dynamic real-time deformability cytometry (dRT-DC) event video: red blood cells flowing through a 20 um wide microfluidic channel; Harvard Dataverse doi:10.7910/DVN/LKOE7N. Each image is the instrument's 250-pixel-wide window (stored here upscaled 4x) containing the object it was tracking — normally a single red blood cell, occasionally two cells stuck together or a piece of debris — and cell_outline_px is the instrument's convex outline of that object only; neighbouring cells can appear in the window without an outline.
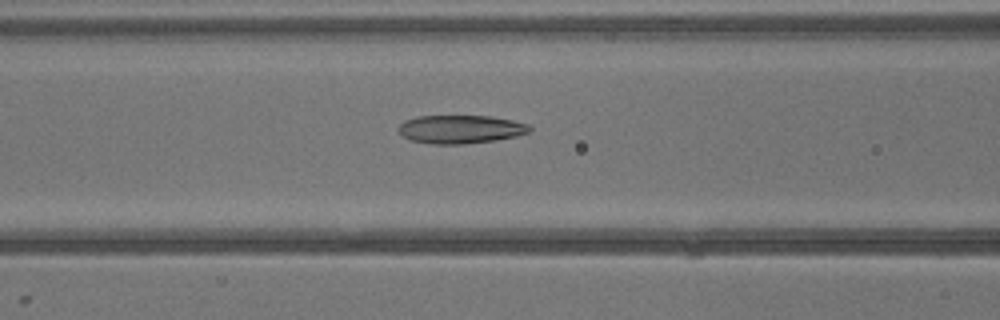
{"species": "common noctule bat (a hibernating species)", "species_latin": "Nyctalus noctula", "temperature_condition": "warm", "stored_images_in_passage": 40, "camera_frame_rate_fps": 3000, "um_per_image_px": 0.085, "animal": {"sex": "male", "body_mass_g": 13.3}, "frame": {"image": 1, "passage_image": 17, "time_ms": 5.333, "image_size_px": [1000, 320], "cell_outline_px": [[532, 132], [516, 136], [496, 140], [460, 144], [432, 144], [412, 140], [404, 136], [400, 132], [400, 124], [404, 120], [416, 116], [492, 116], [512, 120], [528, 124], [532, 128]], "centroid_in_image_um": [39.19, 10.98], "position_along_channel_um": 127.4, "area_um2": 21.62}}
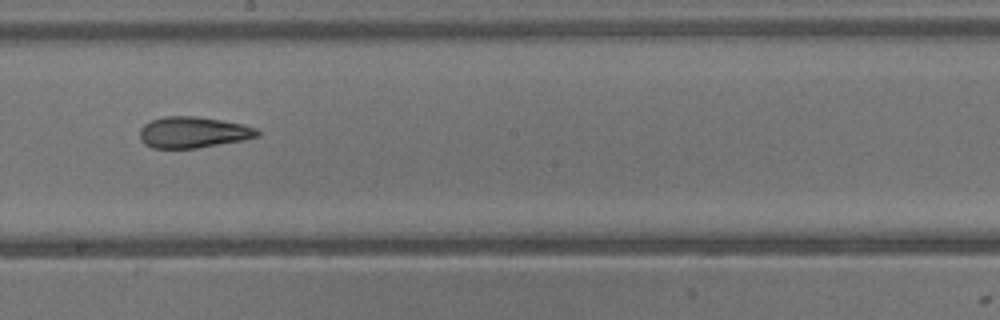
{"frame": {"image": 2, "passage_image": 23, "time_ms": 7.333, "image_size_px": [1000, 320], "cell_outline_px": [[260, 136], [244, 140], [196, 148], [152, 148], [144, 144], [140, 140], [140, 128], [144, 124], [152, 120], [164, 116], [196, 116], [244, 124], [256, 128], [260, 132]], "centroid_in_image_um": [16.42, 11.25], "position_along_channel_um": 231.8, "area_um2": 21.44}}
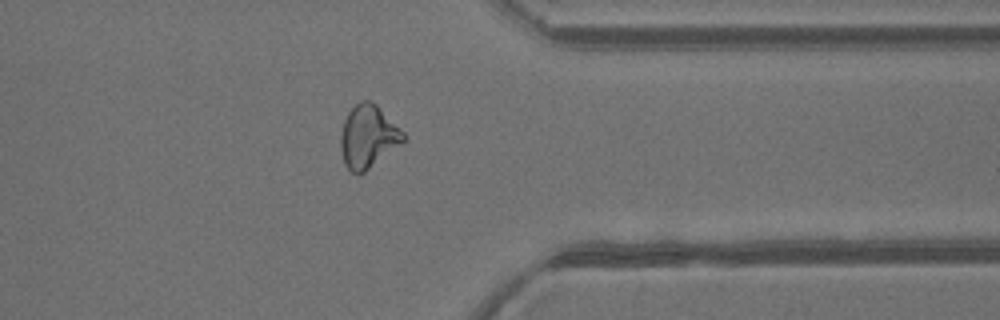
{"frame": {"image": 3, "passage_image": 32, "time_ms": 10.333, "image_size_px": [1000, 320], "cell_outline_px": [[404, 140], [364, 172], [352, 172], [344, 164], [340, 148], [340, 136], [344, 120], [348, 112], [360, 100], [372, 100], [404, 132]], "centroid_in_image_um": [31.25, 11.57], "position_along_channel_um": 380.2, "area_um2": 22.48}}